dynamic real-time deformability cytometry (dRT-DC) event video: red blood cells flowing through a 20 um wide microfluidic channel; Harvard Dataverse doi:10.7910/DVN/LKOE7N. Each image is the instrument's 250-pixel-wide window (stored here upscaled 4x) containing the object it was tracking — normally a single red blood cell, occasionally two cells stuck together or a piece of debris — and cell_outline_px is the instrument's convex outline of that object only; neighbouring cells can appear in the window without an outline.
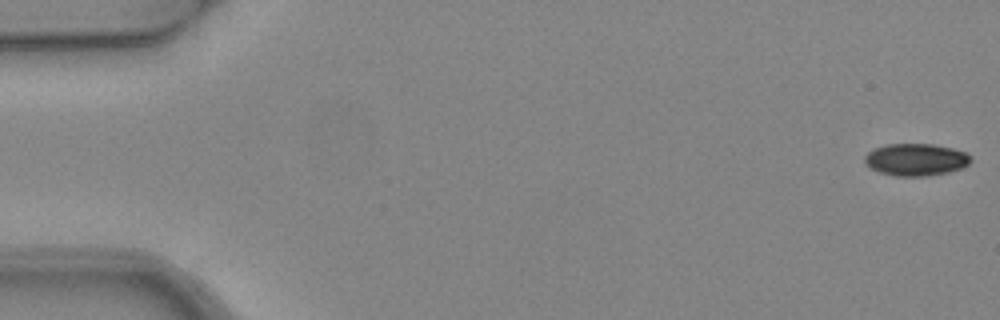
{"species": "common noctule bat (a hibernating species)", "species_latin": "Nyctalus noctula", "temperature_condition": "warm", "stored_images_in_passage": 5, "camera_frame_rate_fps": 3000, "um_per_image_px": 0.085, "animal": {"sex": "female", "body_mass_g": 24.6, "forearm_length_mm": 56.2}, "frame": {"image": 1, "passage_image": 1, "time_ms": 0.0, "image_size_px": [1000, 320], "cell_outline_px": [[972, 160], [968, 164], [960, 168], [948, 172], [924, 176], [896, 176], [880, 172], [864, 164], [864, 156], [872, 148], [884, 144], [932, 144], [952, 148], [964, 152], [972, 156]], "centroid_in_image_um": [77.81, 13.55], "position_along_channel_um": 7.2, "area_um2": 19.94}}
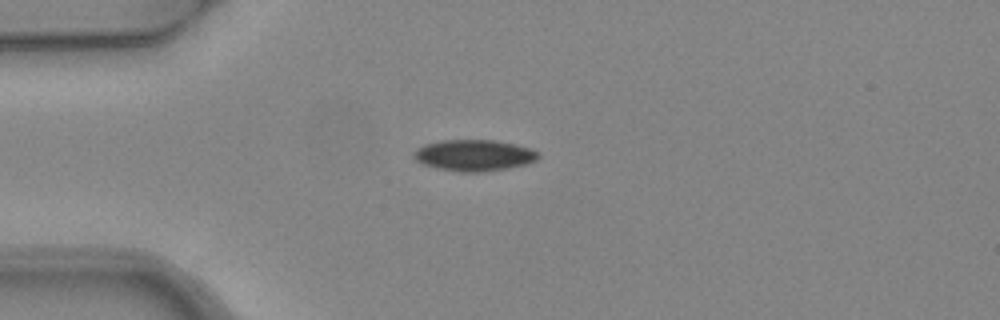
{"frame": {"image": 2, "passage_image": 4, "time_ms": 1.0, "image_size_px": [1000, 320], "cell_outline_px": [[540, 156], [536, 160], [528, 164], [508, 168], [480, 172], [460, 172], [436, 168], [424, 164], [416, 160], [416, 148], [424, 144], [440, 140], [492, 140], [516, 144], [532, 148], [540, 152]], "centroid_in_image_um": [40.35, 13.2], "position_along_channel_um": 44.6, "area_um2": 22.77}}
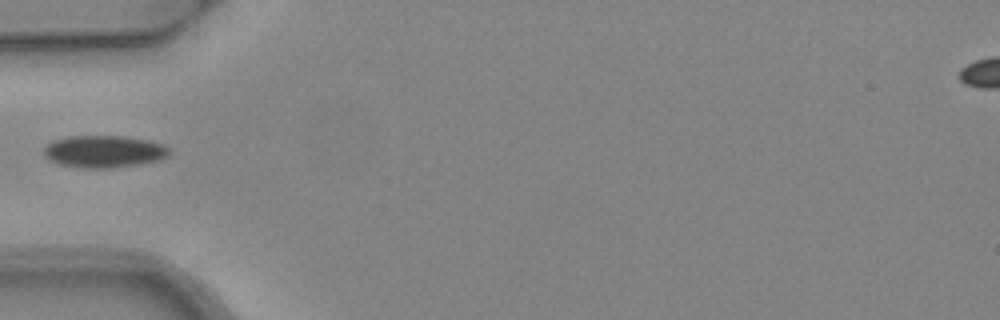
{"frame": {"image": 3, "passage_image": 5, "time_ms": 1.333, "image_size_px": [1000, 320], "cell_outline_px": [[172, 152], [168, 156], [160, 160], [140, 164], [112, 168], [80, 168], [60, 164], [48, 160], [44, 156], [44, 148], [52, 140], [68, 136], [124, 136], [148, 140], [164, 144], [172, 148]], "centroid_in_image_um": [8.87, 12.88], "position_along_channel_um": 76.1, "area_um2": 23.93}}